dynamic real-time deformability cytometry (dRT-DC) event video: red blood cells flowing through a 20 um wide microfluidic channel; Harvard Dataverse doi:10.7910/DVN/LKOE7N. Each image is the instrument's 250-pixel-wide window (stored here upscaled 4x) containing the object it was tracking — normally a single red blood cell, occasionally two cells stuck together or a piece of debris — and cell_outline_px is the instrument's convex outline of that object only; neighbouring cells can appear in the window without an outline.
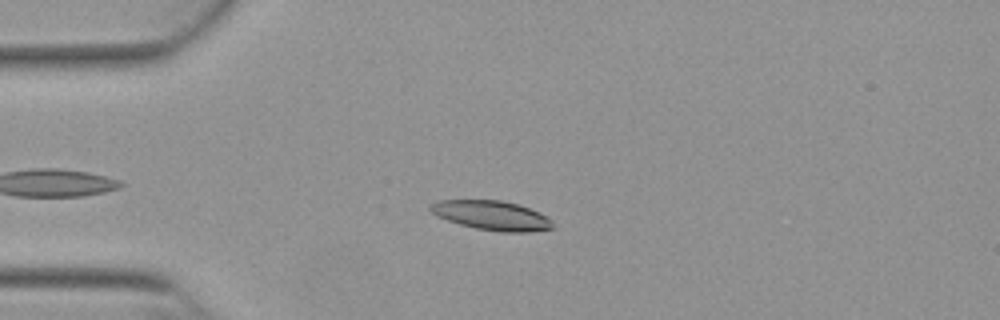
{"species": "Egyptian fruit bat (a non-hibernating species)", "species_latin": "Rousettus aegyptiacus", "temperature_condition": "warm", "stored_images_in_passage": 38, "camera_frame_rate_fps": 3000, "um_per_image_px": 0.085, "animal": {"sex": "female"}, "frame": {"image": 1, "passage_image": 8, "time_ms": 2.333, "image_size_px": [1000, 320], "cell_outline_px": [[556, 228], [528, 232], [500, 232], [476, 228], [460, 224], [436, 216], [428, 208], [436, 200], [500, 200], [516, 204], [528, 208], [548, 216], [552, 220]], "centroid_in_image_um": [41.82, 18.32], "position_along_channel_um": 43.2, "area_um2": 20.98}}
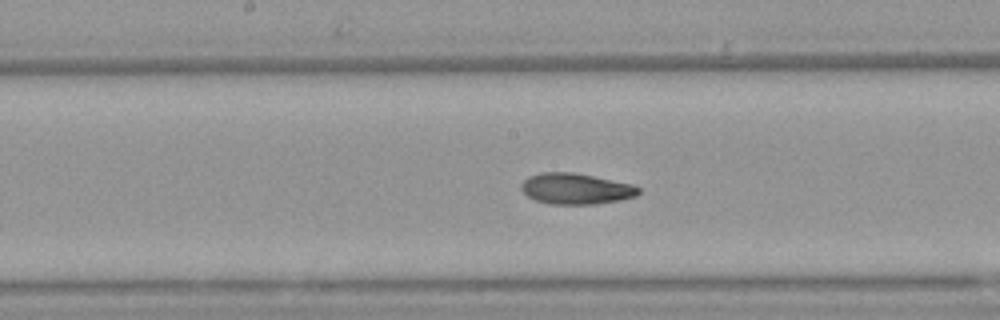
{"frame": {"image": 2, "passage_image": 22, "time_ms": 7.0, "image_size_px": [1000, 320], "cell_outline_px": [[640, 192], [636, 196], [620, 200], [596, 204], [548, 204], [536, 200], [528, 196], [520, 188], [520, 184], [528, 176], [540, 172], [572, 172], [632, 184], [640, 188]], "centroid_in_image_um": [48.93, 16.04], "position_along_channel_um": 199.3, "area_um2": 21.15}}
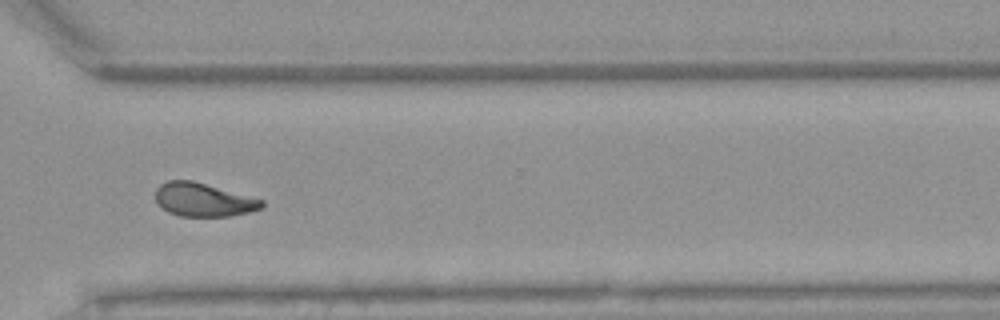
{"frame": {"image": 3, "passage_image": 34, "time_ms": 11.0, "image_size_px": [1000, 320], "cell_outline_px": [[264, 204], [260, 208], [248, 212], [228, 216], [180, 216], [168, 212], [156, 200], [156, 188], [160, 184], [168, 180], [192, 180], [264, 200]], "centroid_in_image_um": [17.27, 16.97], "position_along_channel_um": 353.3, "area_um2": 20.46}, "authors_computed_cell_mechanics": {"area_um2": 21.1548, "velocity_mm_per_s": 3.8534, "shape_relaxation_time_tau1_ms": 8.2603, "shape_relaxation_time_tau2_ms": 2.7277, "deformation_change_tau1": 0.2081, "deformation_change_tau2": 0.0886}}